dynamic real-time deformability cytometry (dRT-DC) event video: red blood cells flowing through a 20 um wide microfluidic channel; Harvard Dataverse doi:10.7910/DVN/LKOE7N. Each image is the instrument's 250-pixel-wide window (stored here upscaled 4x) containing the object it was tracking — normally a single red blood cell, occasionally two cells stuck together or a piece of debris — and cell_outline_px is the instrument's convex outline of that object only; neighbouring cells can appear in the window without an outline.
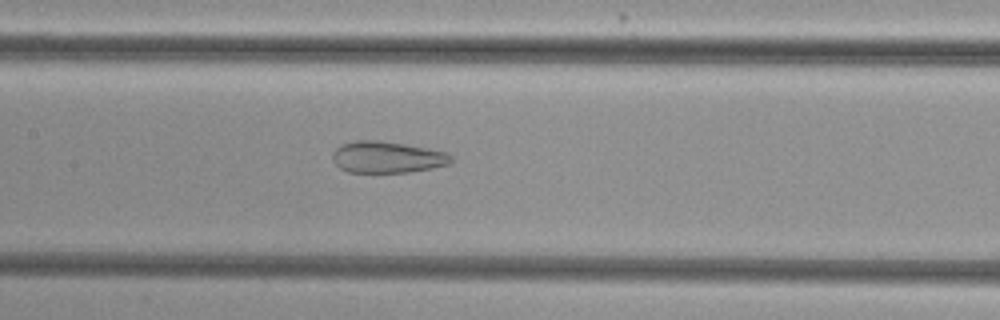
{"species": "common noctule bat (a hibernating species)", "species_latin": "Nyctalus noctula", "temperature_condition": "cold", "stored_images_in_passage": 52, "camera_frame_rate_fps": 3000, "um_per_image_px": 0.085, "animal": {"sex": "female", "body_mass_g": 29.2, "forearm_length_mm": 56.3}, "frame": {"image": 1, "passage_image": 25, "time_ms": 8.0, "image_size_px": [1000, 320], "cell_outline_px": [[452, 160], [448, 164], [432, 168], [408, 172], [348, 172], [340, 168], [332, 160], [332, 152], [340, 144], [356, 140], [376, 140], [404, 144], [428, 148], [448, 152], [452, 156]], "centroid_in_image_um": [32.89, 13.35], "position_along_channel_um": 174.5, "area_um2": 21.85}}
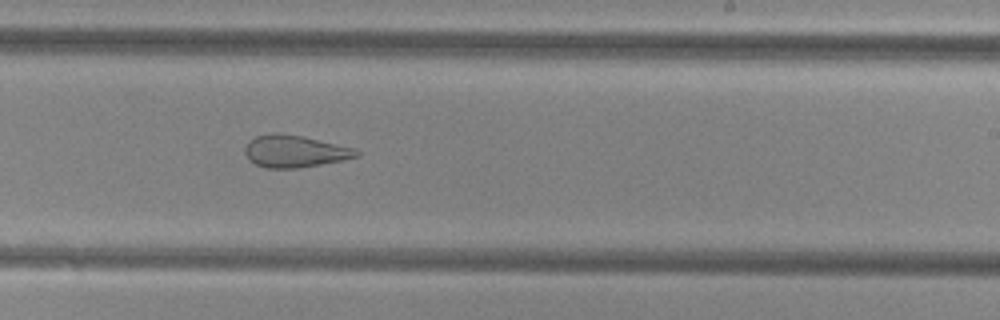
{"frame": {"image": 2, "passage_image": 32, "time_ms": 10.333, "image_size_px": [1000, 320], "cell_outline_px": [[360, 156], [300, 168], [264, 168], [248, 160], [244, 152], [244, 148], [248, 140], [256, 136], [272, 132], [276, 132], [304, 136], [356, 148], [360, 152]], "centroid_in_image_um": [25.02, 12.84], "position_along_channel_um": 264.0, "area_um2": 21.15}}
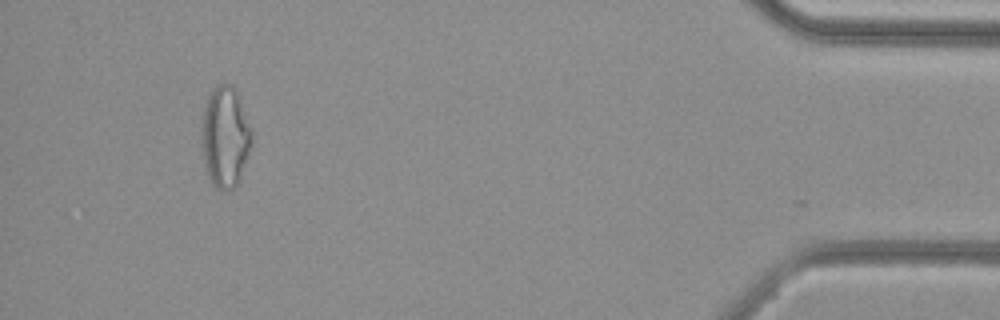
{"frame": {"image": 3, "passage_image": 49, "time_ms": 16.0, "image_size_px": [1000, 320], "cell_outline_px": [[256, 136], [252, 148], [240, 176], [236, 184], [228, 192], [224, 192], [216, 188], [212, 184], [208, 176], [204, 164], [200, 140], [200, 120], [208, 92], [216, 84], [232, 84], [236, 88], [240, 96]], "centroid_in_image_um": [19.15, 11.58], "position_along_channel_um": 416.1, "area_um2": 31.15}, "authors_computed_cell_mechanics": {"area_um2": 27.8307, "velocity_mm_per_s": 3.8434, "shape_relaxation_time_tau1_ms": null, "shape_relaxation_time_tau2_ms": 2.1338, "deformation_change_tau1": null, "deformation_change_tau2": 0.1114}}